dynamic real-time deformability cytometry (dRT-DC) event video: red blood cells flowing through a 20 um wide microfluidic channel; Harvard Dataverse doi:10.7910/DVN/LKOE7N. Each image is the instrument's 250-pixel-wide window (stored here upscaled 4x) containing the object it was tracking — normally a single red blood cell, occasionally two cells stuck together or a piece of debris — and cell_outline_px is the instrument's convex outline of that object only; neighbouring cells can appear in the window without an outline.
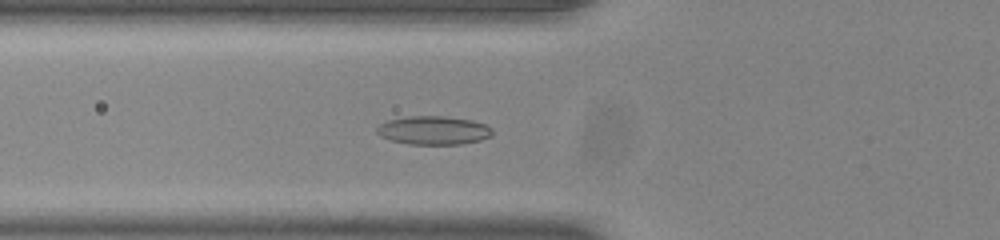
{"species": "common noctule bat (a hibernating species)", "species_latin": "Nyctalus noctula", "temperature_condition": "room temperature", "stored_images_in_passage": 49, "camera_frame_rate_fps": 3000, "um_per_image_px": 0.085, "animal": {"sex": "male", "body_mass_g": 20.0, "forearm_length_mm": 53.3}, "frame": {"image": 1, "passage_image": 16, "time_ms": 5.0, "image_size_px": [1000, 240], "cell_outline_px": [[492, 136], [480, 140], [460, 144], [408, 144], [392, 140], [380, 136], [376, 132], [376, 128], [380, 124], [388, 120], [408, 116], [444, 116], [472, 120], [484, 124], [492, 128]], "centroid_in_image_um": [36.85, 11.07], "position_along_channel_um": 89.0, "area_um2": 19.19}}
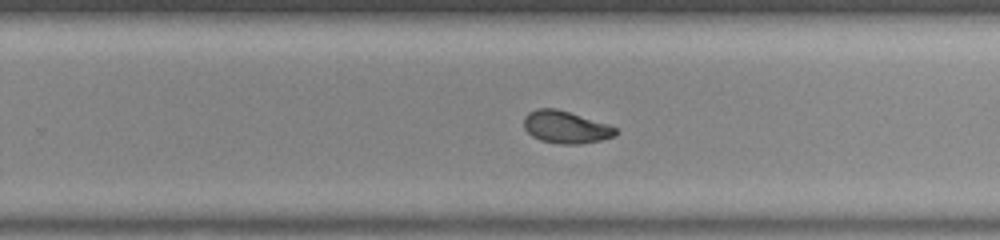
{"frame": {"image": 2, "passage_image": 31, "time_ms": 10.0, "image_size_px": [1000, 240], "cell_outline_px": [[620, 132], [616, 136], [600, 140], [580, 144], [560, 144], [540, 140], [532, 136], [524, 128], [524, 116], [528, 112], [536, 108], [556, 108], [608, 124], [616, 128]], "centroid_in_image_um": [48.09, 10.8], "position_along_channel_um": 281.7, "area_um2": 17.4}}
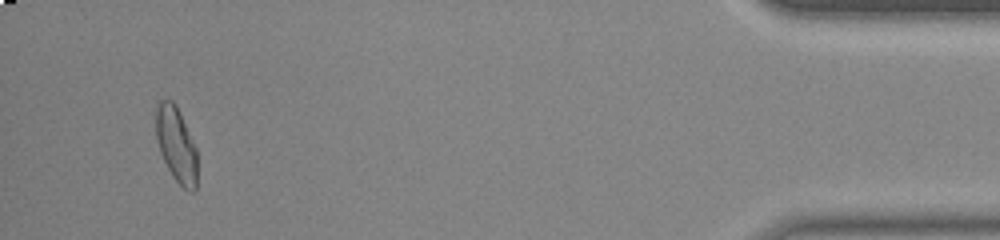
{"frame": {"image": 3, "passage_image": 47, "time_ms": 15.333, "image_size_px": [1000, 240], "cell_outline_px": [[196, 192], [192, 192], [184, 188], [172, 176], [160, 152], [156, 140], [156, 108], [160, 100], [172, 100], [176, 104], [196, 148]], "centroid_in_image_um": [14.97, 12.29], "position_along_channel_um": 420.2, "area_um2": 17.92}, "authors_computed_cell_mechanics": {"area_um2": 17.918, "velocity_mm_per_s": 3.8591, "shape_relaxation_time_tau1_ms": 6.5014, "shape_relaxation_time_tau2_ms": 2.0895, "deformation_change_tau1": 0.1591, "deformation_change_tau2": 0.0655}}